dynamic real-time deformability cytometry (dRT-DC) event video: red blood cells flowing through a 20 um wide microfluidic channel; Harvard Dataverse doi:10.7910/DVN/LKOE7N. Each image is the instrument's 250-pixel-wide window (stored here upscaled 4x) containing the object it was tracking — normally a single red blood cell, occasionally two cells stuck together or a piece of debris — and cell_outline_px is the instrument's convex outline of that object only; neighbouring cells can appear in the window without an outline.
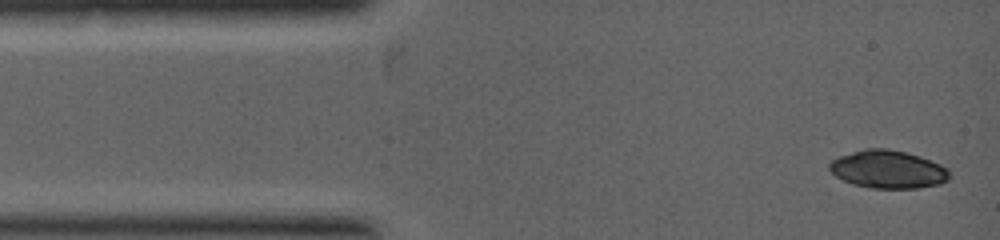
{"species": "common noctule bat (a hibernating species)", "species_latin": "Nyctalus noctula", "temperature_condition": "warm", "stored_images_in_passage": 3, "camera_frame_rate_fps": 5000, "um_per_image_px": 0.085, "animal": {"sex": "female", "body_mass_g": 19.0, "forearm_length_mm": 53.3}, "frame": {"image": 1, "passage_image": 1, "time_ms": 0.0, "image_size_px": [1000, 240], "cell_outline_px": [[948, 180], [940, 184], [920, 188], [872, 188], [852, 184], [836, 176], [828, 168], [828, 164], [832, 160], [840, 156], [868, 148], [884, 148], [904, 152], [940, 164], [948, 168]], "centroid_in_image_um": [75.47, 14.41], "position_along_channel_um": 9.5, "area_um2": 26.18}}
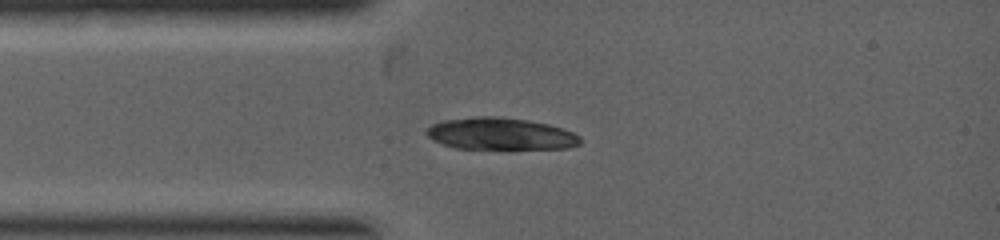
{"frame": {"image": 2, "passage_image": 3, "time_ms": 1.4, "image_size_px": [1000, 240], "cell_outline_px": [[584, 140], [580, 144], [568, 148], [456, 148], [432, 140], [424, 132], [432, 124], [444, 120], [476, 116], [500, 116], [528, 120], [548, 124], [572, 132], [580, 136]], "centroid_in_image_um": [42.55, 11.36], "position_along_channel_um": 42.5, "area_um2": 28.55}}